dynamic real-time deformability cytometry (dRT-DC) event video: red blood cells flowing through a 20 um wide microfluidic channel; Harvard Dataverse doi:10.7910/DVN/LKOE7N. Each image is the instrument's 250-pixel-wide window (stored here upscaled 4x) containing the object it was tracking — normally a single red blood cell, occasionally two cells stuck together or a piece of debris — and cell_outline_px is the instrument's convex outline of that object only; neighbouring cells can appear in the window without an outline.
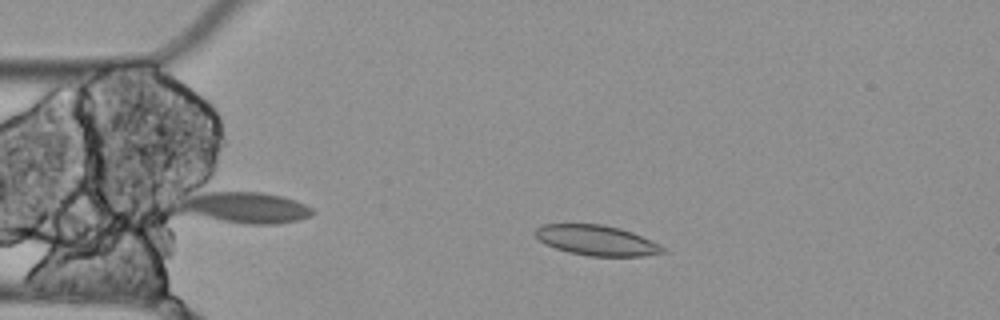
{"species": "Egyptian fruit bat (a non-hibernating species)", "species_latin": "Rousettus aegyptiacus", "temperature_condition": "cold", "stored_images_in_passage": 2, "camera_frame_rate_fps": 3000, "um_per_image_px": 0.085, "animal": {"sex": "female"}, "frame": {"image": 1, "passage_image": 1, "time_ms": 0.0, "image_size_px": [1000, 320], "cell_outline_px": [[664, 252], [644, 256], [588, 256], [568, 252], [544, 244], [532, 232], [540, 224], [604, 224], [620, 228], [632, 232], [652, 240], [664, 248]], "centroid_in_image_um": [50.67, 20.42], "position_along_channel_um": 34.3, "area_um2": 22.54}}